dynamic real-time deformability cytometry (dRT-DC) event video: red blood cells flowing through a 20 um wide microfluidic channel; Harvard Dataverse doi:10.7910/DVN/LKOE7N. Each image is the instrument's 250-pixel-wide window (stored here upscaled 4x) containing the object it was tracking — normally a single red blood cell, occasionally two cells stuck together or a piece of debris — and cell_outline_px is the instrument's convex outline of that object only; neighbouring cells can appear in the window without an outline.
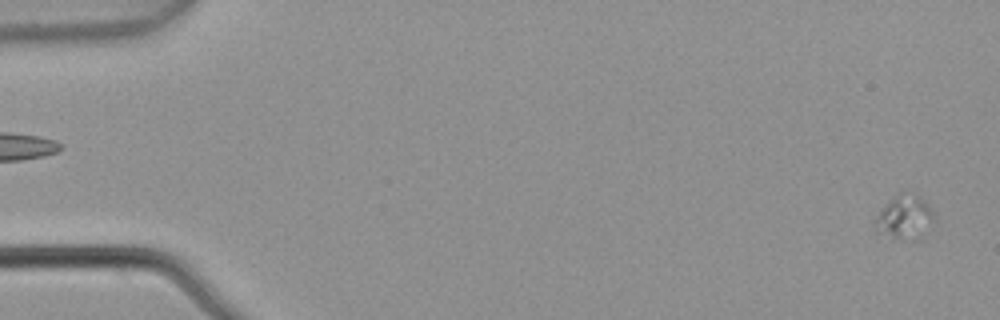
{"species": "common noctule bat (a hibernating species)", "species_latin": "Nyctalus noctula", "temperature_condition": "warm", "stored_images_in_passage": 5, "segment_of_instrument_passage": [2, 2], "camera_frame_rate_fps": 3000, "um_per_image_px": 0.085, "animal": {"sex": "male", "body_mass_g": 21.5, "forearm_length_mm": 52.0}, "frame": {"image": 1, "passage_image": 5, "time_ms": 1.333, "image_size_px": [1000, 320], "cell_outline_px": [[936, 216], [912, 240], [900, 240], [876, 232], [876, 216], [880, 208], [900, 192], [920, 196], [928, 204]], "centroid_in_image_um": [76.83, 18.43], "position_along_channel_um": 8.2, "area_um2": 14.51}}